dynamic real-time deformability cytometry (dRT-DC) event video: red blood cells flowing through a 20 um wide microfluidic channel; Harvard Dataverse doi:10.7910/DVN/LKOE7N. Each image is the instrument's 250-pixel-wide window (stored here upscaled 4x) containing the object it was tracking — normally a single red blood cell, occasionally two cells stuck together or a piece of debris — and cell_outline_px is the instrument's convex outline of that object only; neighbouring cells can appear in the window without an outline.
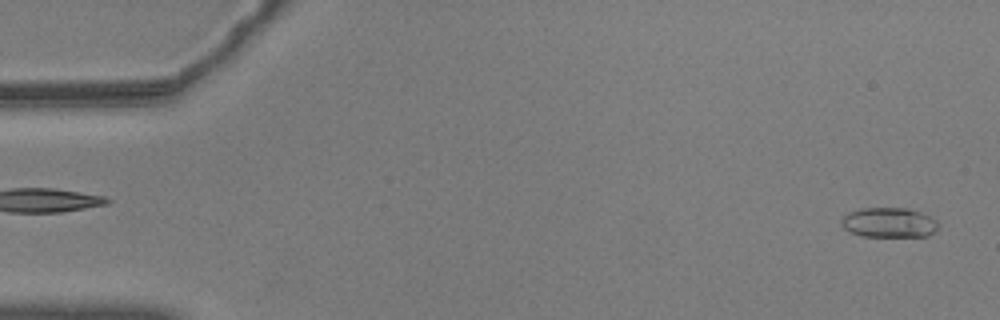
{"species": "common noctule bat (a hibernating species)", "species_latin": "Nyctalus noctula", "temperature_condition": "warm", "stored_images_in_passage": 53, "camera_frame_rate_fps": 3000, "um_per_image_px": 0.085, "animal": {"sex": "male", "body_mass_g": 20.5, "forearm_length_mm": 52.5}, "frame": {"image": 1, "passage_image": 2, "time_ms": 0.333, "image_size_px": [1000, 320], "cell_outline_px": [[936, 228], [928, 236], [864, 236], [852, 232], [844, 228], [840, 224], [840, 220], [848, 212], [860, 208], [904, 208], [920, 212], [936, 220]], "centroid_in_image_um": [75.51, 18.91], "position_along_channel_um": 9.5, "area_um2": 16.59}}
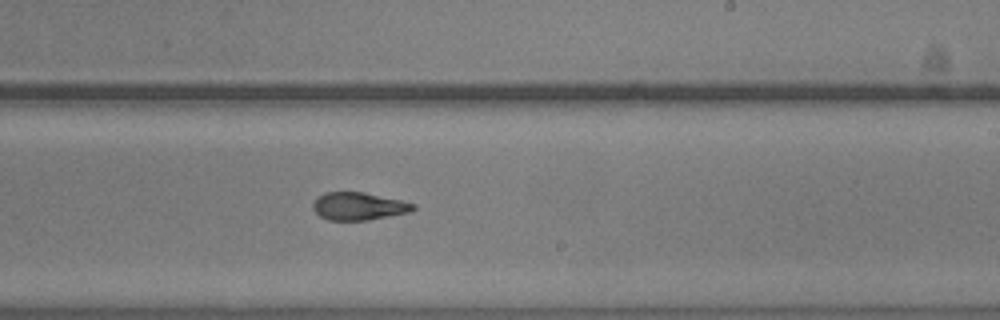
{"frame": {"image": 2, "passage_image": 34, "time_ms": 11.0, "image_size_px": [1000, 320], "cell_outline_px": [[416, 208], [408, 212], [368, 220], [328, 220], [320, 216], [312, 208], [312, 204], [324, 192], [364, 192], [400, 200], [416, 204]], "centroid_in_image_um": [30.48, 17.53], "position_along_channel_um": 258.5, "area_um2": 16.01}}
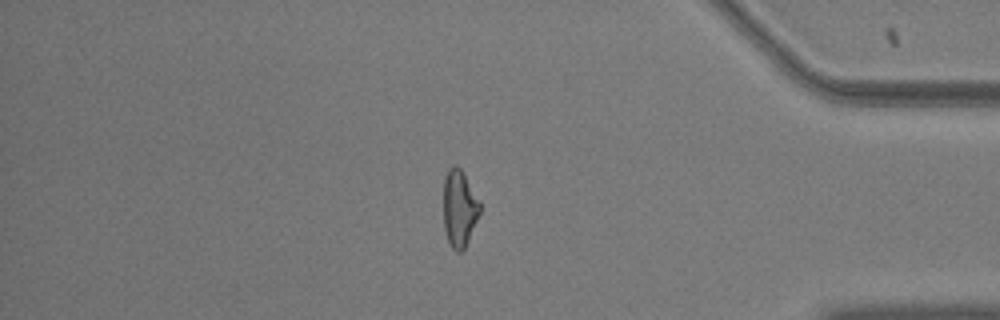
{"frame": {"image": 3, "passage_image": 48, "time_ms": 15.667, "image_size_px": [1000, 320], "cell_outline_px": [[480, 212], [464, 248], [460, 252], [456, 252], [452, 248], [448, 240], [444, 228], [444, 176], [448, 168], [452, 164], [456, 164], [464, 172], [480, 200]], "centroid_in_image_um": [39.04, 17.64], "position_along_channel_um": 396.2, "area_um2": 16.42}, "authors_computed_cell_mechanics": {"area_um2": 16.7042, "velocity_mm_per_s": 3.5917, "shape_relaxation_time_tau1_ms": 4.6394, "shape_relaxation_time_tau2_ms": 2.0104, "deformation_change_tau1": 0.1638, "deformation_change_tau2": 0.0897}}